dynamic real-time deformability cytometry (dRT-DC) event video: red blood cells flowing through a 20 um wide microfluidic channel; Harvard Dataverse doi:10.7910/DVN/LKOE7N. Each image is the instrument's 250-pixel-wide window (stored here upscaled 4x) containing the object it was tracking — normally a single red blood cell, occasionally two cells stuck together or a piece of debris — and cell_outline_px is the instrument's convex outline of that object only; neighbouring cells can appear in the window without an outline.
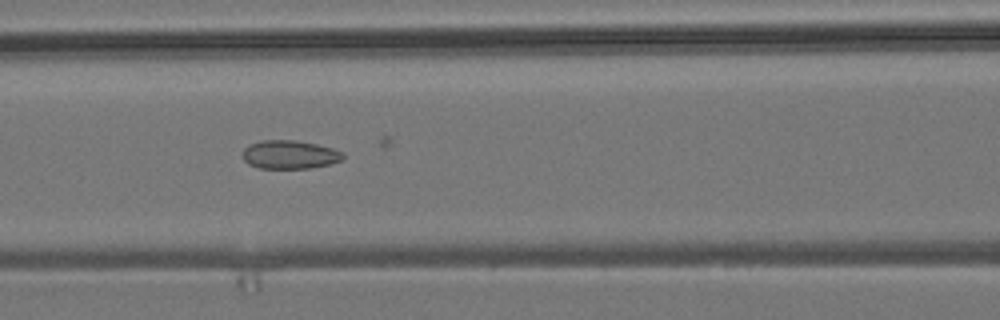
{"species": "common noctule bat (a hibernating species)", "species_latin": "Nyctalus noctula", "temperature_condition": "room temperature", "stored_images_in_passage": 17, "camera_frame_rate_fps": 3000, "um_per_image_px": 0.085, "animal": {"sex": "male", "body_mass_g": 19.2, "forearm_length_mm": 51.8}, "frame": {"image": 1, "passage_image": 13, "time_ms": 4.0, "image_size_px": [1000, 320], "cell_outline_px": [[344, 156], [340, 160], [332, 164], [308, 168], [260, 168], [248, 164], [244, 160], [244, 148], [260, 140], [296, 140], [316, 144], [332, 148], [344, 152]], "centroid_in_image_um": [24.65, 13.14], "position_along_channel_um": 142.0, "area_um2": 16.59}}
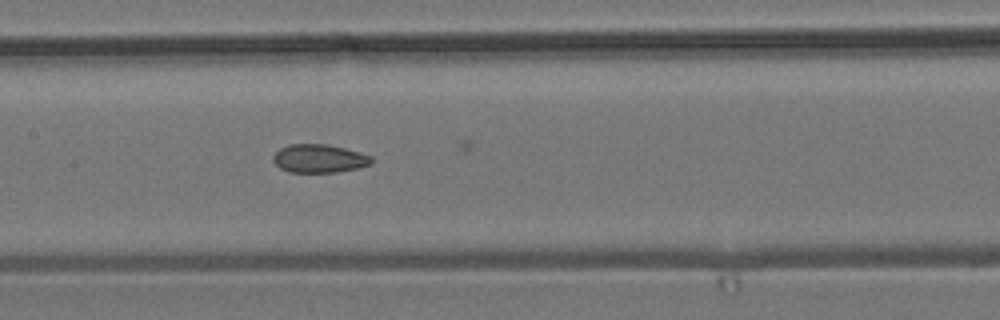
{"frame": {"image": 2, "passage_image": 16, "time_ms": 5.0, "image_size_px": [1000, 320], "cell_outline_px": [[372, 164], [360, 168], [336, 172], [288, 172], [280, 168], [272, 160], [272, 156], [280, 148], [288, 144], [324, 144], [344, 148], [360, 152], [372, 156]], "centroid_in_image_um": [27.13, 13.48], "position_along_channel_um": 180.3, "area_um2": 16.36}}